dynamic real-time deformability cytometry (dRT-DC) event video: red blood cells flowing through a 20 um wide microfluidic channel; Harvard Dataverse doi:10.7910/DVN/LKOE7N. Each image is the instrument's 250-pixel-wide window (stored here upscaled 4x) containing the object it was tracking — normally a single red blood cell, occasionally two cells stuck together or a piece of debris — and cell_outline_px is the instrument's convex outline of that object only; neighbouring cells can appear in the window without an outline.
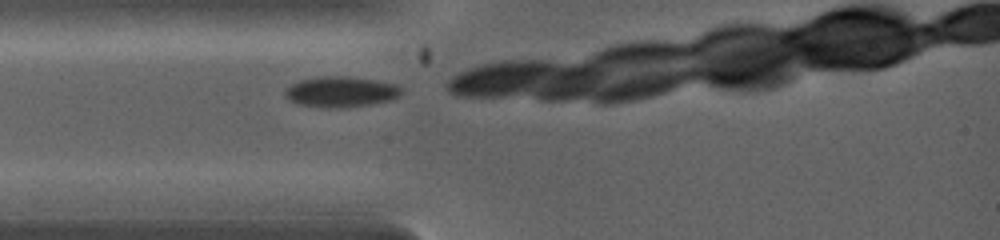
{"species": "common noctule bat (a hibernating species)", "species_latin": "Nyctalus noctula", "temperature_condition": "warm", "stored_images_in_passage": 19, "camera_frame_rate_fps": 5000, "um_per_image_px": 0.085, "animal": {"sex": "female", "body_mass_g": 19.0, "forearm_length_mm": 53.3}, "frame": {"image": 1, "passage_image": 1, "time_ms": 0.0, "image_size_px": [1000, 240], "cell_outline_px": [[400, 92], [392, 100], [368, 104], [336, 108], [328, 108], [296, 104], [284, 92], [292, 84], [300, 80], [316, 76], [348, 76], [376, 80], [396, 84], [400, 88]], "centroid_in_image_um": [28.96, 7.79], "position_along_channel_um": 56.0, "area_um2": 20.46}}